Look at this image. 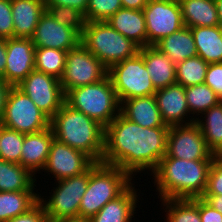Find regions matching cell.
I'll return each mask as SVG.
<instances>
[{"mask_svg":"<svg viewBox=\"0 0 222 222\" xmlns=\"http://www.w3.org/2000/svg\"><path fill=\"white\" fill-rule=\"evenodd\" d=\"M197 207L201 222H222V213L214 209L202 197L197 198Z\"/></svg>","mask_w":222,"mask_h":222,"instance_id":"60d3db41","label":"cell"},{"mask_svg":"<svg viewBox=\"0 0 222 222\" xmlns=\"http://www.w3.org/2000/svg\"><path fill=\"white\" fill-rule=\"evenodd\" d=\"M186 27L219 25L215 0H178Z\"/></svg>","mask_w":222,"mask_h":222,"instance_id":"d4e9b609","label":"cell"},{"mask_svg":"<svg viewBox=\"0 0 222 222\" xmlns=\"http://www.w3.org/2000/svg\"><path fill=\"white\" fill-rule=\"evenodd\" d=\"M120 104L127 99L154 95L151 77L146 70L143 57L137 53L134 57L112 65L108 69Z\"/></svg>","mask_w":222,"mask_h":222,"instance_id":"ba28073f","label":"cell"},{"mask_svg":"<svg viewBox=\"0 0 222 222\" xmlns=\"http://www.w3.org/2000/svg\"><path fill=\"white\" fill-rule=\"evenodd\" d=\"M195 123L200 127L207 148L214 155L222 156V103L204 112Z\"/></svg>","mask_w":222,"mask_h":222,"instance_id":"83f0119b","label":"cell"},{"mask_svg":"<svg viewBox=\"0 0 222 222\" xmlns=\"http://www.w3.org/2000/svg\"><path fill=\"white\" fill-rule=\"evenodd\" d=\"M154 88L160 89L176 83V64L155 46L139 48Z\"/></svg>","mask_w":222,"mask_h":222,"instance_id":"44dd1931","label":"cell"},{"mask_svg":"<svg viewBox=\"0 0 222 222\" xmlns=\"http://www.w3.org/2000/svg\"><path fill=\"white\" fill-rule=\"evenodd\" d=\"M0 38H14L11 0H0Z\"/></svg>","mask_w":222,"mask_h":222,"instance_id":"74e56055","label":"cell"},{"mask_svg":"<svg viewBox=\"0 0 222 222\" xmlns=\"http://www.w3.org/2000/svg\"><path fill=\"white\" fill-rule=\"evenodd\" d=\"M202 198L214 209L222 213V195H203Z\"/></svg>","mask_w":222,"mask_h":222,"instance_id":"f6af8a7d","label":"cell"},{"mask_svg":"<svg viewBox=\"0 0 222 222\" xmlns=\"http://www.w3.org/2000/svg\"><path fill=\"white\" fill-rule=\"evenodd\" d=\"M81 44L108 69L125 59L134 57L139 47L106 21L87 22L81 35Z\"/></svg>","mask_w":222,"mask_h":222,"instance_id":"8992f818","label":"cell"},{"mask_svg":"<svg viewBox=\"0 0 222 222\" xmlns=\"http://www.w3.org/2000/svg\"><path fill=\"white\" fill-rule=\"evenodd\" d=\"M134 178L116 166L95 163L89 169V183L82 196L79 216L96 215L103 206L122 195L133 183Z\"/></svg>","mask_w":222,"mask_h":222,"instance_id":"277c9868","label":"cell"},{"mask_svg":"<svg viewBox=\"0 0 222 222\" xmlns=\"http://www.w3.org/2000/svg\"><path fill=\"white\" fill-rule=\"evenodd\" d=\"M147 46H154L162 38L185 26L178 0H149L143 9Z\"/></svg>","mask_w":222,"mask_h":222,"instance_id":"8fae6325","label":"cell"},{"mask_svg":"<svg viewBox=\"0 0 222 222\" xmlns=\"http://www.w3.org/2000/svg\"><path fill=\"white\" fill-rule=\"evenodd\" d=\"M89 4V0H46L45 5H57L71 7L81 11L84 15Z\"/></svg>","mask_w":222,"mask_h":222,"instance_id":"b9f144b4","label":"cell"},{"mask_svg":"<svg viewBox=\"0 0 222 222\" xmlns=\"http://www.w3.org/2000/svg\"><path fill=\"white\" fill-rule=\"evenodd\" d=\"M205 84L222 100V62L208 65Z\"/></svg>","mask_w":222,"mask_h":222,"instance_id":"ab89813d","label":"cell"},{"mask_svg":"<svg viewBox=\"0 0 222 222\" xmlns=\"http://www.w3.org/2000/svg\"><path fill=\"white\" fill-rule=\"evenodd\" d=\"M215 3L217 7L219 26L222 28V0H215Z\"/></svg>","mask_w":222,"mask_h":222,"instance_id":"c3c4849f","label":"cell"},{"mask_svg":"<svg viewBox=\"0 0 222 222\" xmlns=\"http://www.w3.org/2000/svg\"><path fill=\"white\" fill-rule=\"evenodd\" d=\"M6 222H50L42 203L38 200L30 209Z\"/></svg>","mask_w":222,"mask_h":222,"instance_id":"f35d334b","label":"cell"},{"mask_svg":"<svg viewBox=\"0 0 222 222\" xmlns=\"http://www.w3.org/2000/svg\"><path fill=\"white\" fill-rule=\"evenodd\" d=\"M45 7L56 22L71 27L80 35L83 34V29L86 26L87 21L85 15L81 11L67 6L45 5Z\"/></svg>","mask_w":222,"mask_h":222,"instance_id":"e575fe53","label":"cell"},{"mask_svg":"<svg viewBox=\"0 0 222 222\" xmlns=\"http://www.w3.org/2000/svg\"><path fill=\"white\" fill-rule=\"evenodd\" d=\"M88 183L89 170L83 174L52 183L51 186L55 187L49 192L50 196L45 195L44 197L43 194L48 193L47 190L43 193L39 192L38 200L44 206L49 220L55 221L79 216V206Z\"/></svg>","mask_w":222,"mask_h":222,"instance_id":"52a82bcc","label":"cell"},{"mask_svg":"<svg viewBox=\"0 0 222 222\" xmlns=\"http://www.w3.org/2000/svg\"><path fill=\"white\" fill-rule=\"evenodd\" d=\"M191 32L200 56L208 64L222 62V28L217 25L213 27H191Z\"/></svg>","mask_w":222,"mask_h":222,"instance_id":"484cf974","label":"cell"},{"mask_svg":"<svg viewBox=\"0 0 222 222\" xmlns=\"http://www.w3.org/2000/svg\"><path fill=\"white\" fill-rule=\"evenodd\" d=\"M203 195H222V156H216L211 164Z\"/></svg>","mask_w":222,"mask_h":222,"instance_id":"8d00e7d4","label":"cell"},{"mask_svg":"<svg viewBox=\"0 0 222 222\" xmlns=\"http://www.w3.org/2000/svg\"><path fill=\"white\" fill-rule=\"evenodd\" d=\"M50 222H91V218L76 216V217H71V218H66V219H61V220H55V221H50Z\"/></svg>","mask_w":222,"mask_h":222,"instance_id":"7dc6e473","label":"cell"},{"mask_svg":"<svg viewBox=\"0 0 222 222\" xmlns=\"http://www.w3.org/2000/svg\"><path fill=\"white\" fill-rule=\"evenodd\" d=\"M17 87L29 96L49 119L65 103L60 80L35 69Z\"/></svg>","mask_w":222,"mask_h":222,"instance_id":"7c38bea8","label":"cell"},{"mask_svg":"<svg viewBox=\"0 0 222 222\" xmlns=\"http://www.w3.org/2000/svg\"><path fill=\"white\" fill-rule=\"evenodd\" d=\"M168 130L169 127L144 128L120 113L105 128L101 163L119 167L133 178L141 173L149 176L166 155Z\"/></svg>","mask_w":222,"mask_h":222,"instance_id":"6da1fadb","label":"cell"},{"mask_svg":"<svg viewBox=\"0 0 222 222\" xmlns=\"http://www.w3.org/2000/svg\"><path fill=\"white\" fill-rule=\"evenodd\" d=\"M39 175H33L20 164L7 162L0 158V192L35 191ZM36 187V188H35Z\"/></svg>","mask_w":222,"mask_h":222,"instance_id":"4316f807","label":"cell"},{"mask_svg":"<svg viewBox=\"0 0 222 222\" xmlns=\"http://www.w3.org/2000/svg\"><path fill=\"white\" fill-rule=\"evenodd\" d=\"M65 103L104 128L120 114L121 104L109 76L99 82L69 90L65 94Z\"/></svg>","mask_w":222,"mask_h":222,"instance_id":"5b68a950","label":"cell"},{"mask_svg":"<svg viewBox=\"0 0 222 222\" xmlns=\"http://www.w3.org/2000/svg\"><path fill=\"white\" fill-rule=\"evenodd\" d=\"M14 38H32L41 15L46 11L41 0H11Z\"/></svg>","mask_w":222,"mask_h":222,"instance_id":"7402d4cb","label":"cell"},{"mask_svg":"<svg viewBox=\"0 0 222 222\" xmlns=\"http://www.w3.org/2000/svg\"><path fill=\"white\" fill-rule=\"evenodd\" d=\"M208 63L200 56L188 58L176 64V83L184 88L204 84Z\"/></svg>","mask_w":222,"mask_h":222,"instance_id":"d6a6232c","label":"cell"},{"mask_svg":"<svg viewBox=\"0 0 222 222\" xmlns=\"http://www.w3.org/2000/svg\"><path fill=\"white\" fill-rule=\"evenodd\" d=\"M185 94L189 112L195 120L221 102L217 94L205 83L185 87Z\"/></svg>","mask_w":222,"mask_h":222,"instance_id":"4dcf8cb0","label":"cell"},{"mask_svg":"<svg viewBox=\"0 0 222 222\" xmlns=\"http://www.w3.org/2000/svg\"><path fill=\"white\" fill-rule=\"evenodd\" d=\"M154 46L167 55L174 64L197 56V49L191 29L186 26L162 38Z\"/></svg>","mask_w":222,"mask_h":222,"instance_id":"cb8c5ba5","label":"cell"},{"mask_svg":"<svg viewBox=\"0 0 222 222\" xmlns=\"http://www.w3.org/2000/svg\"><path fill=\"white\" fill-rule=\"evenodd\" d=\"M1 123L4 127L22 134L47 129L50 119L17 86H12L6 101Z\"/></svg>","mask_w":222,"mask_h":222,"instance_id":"9c48e42d","label":"cell"},{"mask_svg":"<svg viewBox=\"0 0 222 222\" xmlns=\"http://www.w3.org/2000/svg\"><path fill=\"white\" fill-rule=\"evenodd\" d=\"M154 95L162 119L168 127L195 123L196 120L189 112L185 88L182 85L174 83L157 89Z\"/></svg>","mask_w":222,"mask_h":222,"instance_id":"e0dca14e","label":"cell"},{"mask_svg":"<svg viewBox=\"0 0 222 222\" xmlns=\"http://www.w3.org/2000/svg\"><path fill=\"white\" fill-rule=\"evenodd\" d=\"M53 139L54 133L50 126L39 132L24 134L20 165L33 175L40 174L47 162Z\"/></svg>","mask_w":222,"mask_h":222,"instance_id":"ac0fdd59","label":"cell"},{"mask_svg":"<svg viewBox=\"0 0 222 222\" xmlns=\"http://www.w3.org/2000/svg\"><path fill=\"white\" fill-rule=\"evenodd\" d=\"M213 161L163 157L150 174L156 195L159 194V201L201 198L207 187L208 173Z\"/></svg>","mask_w":222,"mask_h":222,"instance_id":"7a4b0ae2","label":"cell"},{"mask_svg":"<svg viewBox=\"0 0 222 222\" xmlns=\"http://www.w3.org/2000/svg\"><path fill=\"white\" fill-rule=\"evenodd\" d=\"M161 210L164 222H201L197 198L194 199H164L161 200Z\"/></svg>","mask_w":222,"mask_h":222,"instance_id":"f546056e","label":"cell"},{"mask_svg":"<svg viewBox=\"0 0 222 222\" xmlns=\"http://www.w3.org/2000/svg\"><path fill=\"white\" fill-rule=\"evenodd\" d=\"M35 48L30 38L6 39L4 79L7 83L17 86L35 69Z\"/></svg>","mask_w":222,"mask_h":222,"instance_id":"2e32d148","label":"cell"},{"mask_svg":"<svg viewBox=\"0 0 222 222\" xmlns=\"http://www.w3.org/2000/svg\"><path fill=\"white\" fill-rule=\"evenodd\" d=\"M121 8V0H89L85 18L87 22L107 21Z\"/></svg>","mask_w":222,"mask_h":222,"instance_id":"d590c367","label":"cell"},{"mask_svg":"<svg viewBox=\"0 0 222 222\" xmlns=\"http://www.w3.org/2000/svg\"><path fill=\"white\" fill-rule=\"evenodd\" d=\"M106 22L124 37L134 42L139 48L147 46L143 10L121 8Z\"/></svg>","mask_w":222,"mask_h":222,"instance_id":"603a6c76","label":"cell"},{"mask_svg":"<svg viewBox=\"0 0 222 222\" xmlns=\"http://www.w3.org/2000/svg\"><path fill=\"white\" fill-rule=\"evenodd\" d=\"M24 134L2 126L0 132V158L20 164Z\"/></svg>","mask_w":222,"mask_h":222,"instance_id":"836d02e7","label":"cell"},{"mask_svg":"<svg viewBox=\"0 0 222 222\" xmlns=\"http://www.w3.org/2000/svg\"><path fill=\"white\" fill-rule=\"evenodd\" d=\"M183 160H214V155L196 123L171 126L167 135L166 155Z\"/></svg>","mask_w":222,"mask_h":222,"instance_id":"4fadbf2b","label":"cell"},{"mask_svg":"<svg viewBox=\"0 0 222 222\" xmlns=\"http://www.w3.org/2000/svg\"><path fill=\"white\" fill-rule=\"evenodd\" d=\"M120 113L144 128L168 127L162 119L155 95L124 100L120 106Z\"/></svg>","mask_w":222,"mask_h":222,"instance_id":"ffe728a7","label":"cell"},{"mask_svg":"<svg viewBox=\"0 0 222 222\" xmlns=\"http://www.w3.org/2000/svg\"><path fill=\"white\" fill-rule=\"evenodd\" d=\"M108 76V68L81 43L69 50L60 83L64 94L69 90L99 82Z\"/></svg>","mask_w":222,"mask_h":222,"instance_id":"30bf717a","label":"cell"},{"mask_svg":"<svg viewBox=\"0 0 222 222\" xmlns=\"http://www.w3.org/2000/svg\"><path fill=\"white\" fill-rule=\"evenodd\" d=\"M136 183L138 182H134L118 198L106 203L96 215L91 217V222H133V219L136 220L135 214L138 211L136 208H140L138 202L144 200L143 195L139 194L141 190L135 187Z\"/></svg>","mask_w":222,"mask_h":222,"instance_id":"d6986e66","label":"cell"},{"mask_svg":"<svg viewBox=\"0 0 222 222\" xmlns=\"http://www.w3.org/2000/svg\"><path fill=\"white\" fill-rule=\"evenodd\" d=\"M6 68V39L0 38V77L4 79Z\"/></svg>","mask_w":222,"mask_h":222,"instance_id":"bcb514c9","label":"cell"},{"mask_svg":"<svg viewBox=\"0 0 222 222\" xmlns=\"http://www.w3.org/2000/svg\"><path fill=\"white\" fill-rule=\"evenodd\" d=\"M12 88V85L6 82L5 79L0 77V121L3 117L8 94Z\"/></svg>","mask_w":222,"mask_h":222,"instance_id":"7bdbcfd3","label":"cell"},{"mask_svg":"<svg viewBox=\"0 0 222 222\" xmlns=\"http://www.w3.org/2000/svg\"><path fill=\"white\" fill-rule=\"evenodd\" d=\"M149 0H121L123 8L143 10Z\"/></svg>","mask_w":222,"mask_h":222,"instance_id":"ee69618b","label":"cell"},{"mask_svg":"<svg viewBox=\"0 0 222 222\" xmlns=\"http://www.w3.org/2000/svg\"><path fill=\"white\" fill-rule=\"evenodd\" d=\"M67 51L53 48H35V70L60 80L63 75Z\"/></svg>","mask_w":222,"mask_h":222,"instance_id":"1f68e13d","label":"cell"},{"mask_svg":"<svg viewBox=\"0 0 222 222\" xmlns=\"http://www.w3.org/2000/svg\"><path fill=\"white\" fill-rule=\"evenodd\" d=\"M2 126H3V125H2V123H1V121H0V132H1Z\"/></svg>","mask_w":222,"mask_h":222,"instance_id":"681fc988","label":"cell"},{"mask_svg":"<svg viewBox=\"0 0 222 222\" xmlns=\"http://www.w3.org/2000/svg\"><path fill=\"white\" fill-rule=\"evenodd\" d=\"M54 138L102 162L105 128L83 112L64 103L50 119Z\"/></svg>","mask_w":222,"mask_h":222,"instance_id":"3957f363","label":"cell"},{"mask_svg":"<svg viewBox=\"0 0 222 222\" xmlns=\"http://www.w3.org/2000/svg\"><path fill=\"white\" fill-rule=\"evenodd\" d=\"M39 198L36 191L0 192V222H6L30 209Z\"/></svg>","mask_w":222,"mask_h":222,"instance_id":"f1b7e54d","label":"cell"},{"mask_svg":"<svg viewBox=\"0 0 222 222\" xmlns=\"http://www.w3.org/2000/svg\"><path fill=\"white\" fill-rule=\"evenodd\" d=\"M96 162L84 152L53 139L43 172L50 180L59 181L87 172ZM47 174V175H46Z\"/></svg>","mask_w":222,"mask_h":222,"instance_id":"5bb4252c","label":"cell"},{"mask_svg":"<svg viewBox=\"0 0 222 222\" xmlns=\"http://www.w3.org/2000/svg\"><path fill=\"white\" fill-rule=\"evenodd\" d=\"M31 39L35 47L67 52L81 43V35L76 30L56 22L47 10L41 15Z\"/></svg>","mask_w":222,"mask_h":222,"instance_id":"9a60e30c","label":"cell"}]
</instances>
